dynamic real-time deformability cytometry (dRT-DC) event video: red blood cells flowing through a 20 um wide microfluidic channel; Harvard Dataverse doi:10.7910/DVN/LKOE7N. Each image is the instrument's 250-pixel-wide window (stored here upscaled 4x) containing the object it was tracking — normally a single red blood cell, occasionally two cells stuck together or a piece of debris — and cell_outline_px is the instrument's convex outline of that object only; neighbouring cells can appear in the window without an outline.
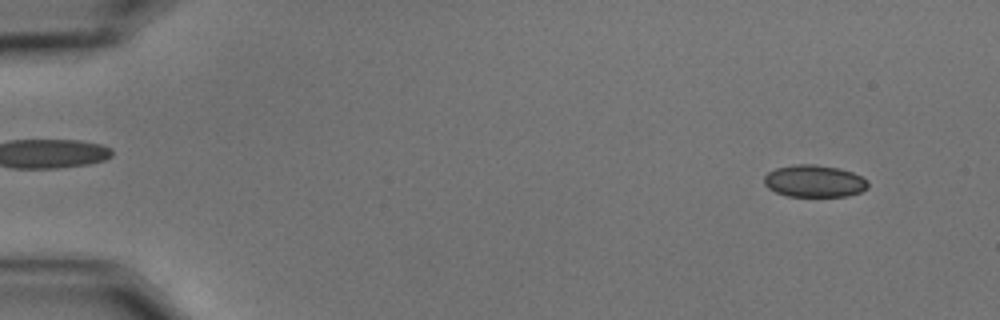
{"species": "common noctule bat (a hibernating species)", "species_latin": "Nyctalus noctula", "temperature_condition": "cold", "stored_images_in_passage": 55, "camera_frame_rate_fps": 3000, "um_per_image_px": 0.085, "animal": {"sex": "male", "body_mass_g": 15.6}, "frame": {"image": 1, "passage_image": 2, "time_ms": 0.333, "image_size_px": [1000, 320], "cell_outline_px": [[868, 188], [860, 192], [848, 196], [788, 196], [776, 192], [768, 188], [764, 184], [764, 176], [768, 172], [776, 168], [796, 164], [812, 164], [840, 168], [852, 172], [868, 180]], "centroid_in_image_um": [69.22, 15.39], "position_along_channel_um": 15.8, "area_um2": 19.48}}
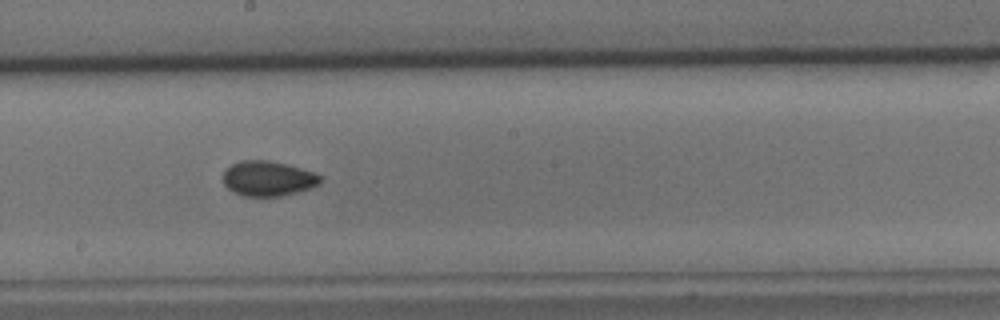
{"frame": {"image": 2, "passage_image": 30, "time_ms": 9.667, "image_size_px": [1000, 320], "cell_outline_px": [[324, 180], [320, 184], [296, 192], [280, 196], [244, 196], [232, 192], [224, 184], [224, 168], [240, 160], [268, 160], [300, 168], [312, 172], [320, 176]], "centroid_in_image_um": [22.75, 15.17], "position_along_channel_um": 225.5, "area_um2": 19.77}}
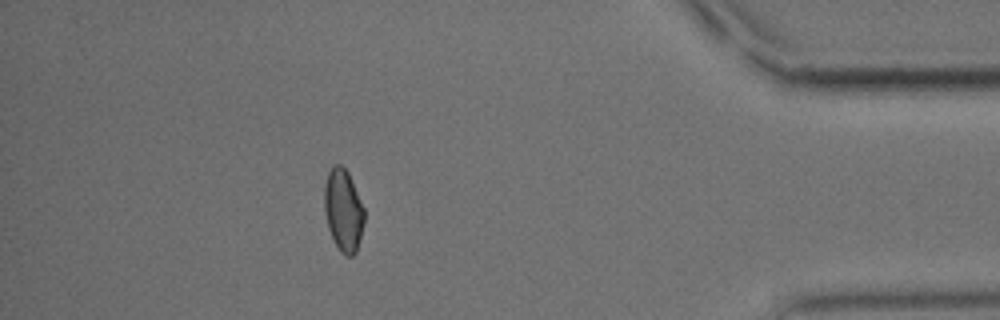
{"frame": {"image": 3, "passage_image": 49, "time_ms": 16.0, "image_size_px": [1000, 320], "cell_outline_px": [[364, 224], [356, 252], [352, 256], [348, 256], [340, 252], [328, 228], [324, 212], [324, 184], [328, 172], [332, 164], [340, 164], [348, 172], [364, 208]], "centroid_in_image_um": [29.17, 17.85], "position_along_channel_um": 406.0, "area_um2": 19.19}, "authors_computed_cell_mechanics": {"area_um2": 19.5942, "velocity_mm_per_s": 3.4842, "shape_relaxation_time_tau1_ms": 4.8676, "shape_relaxation_time_tau2_ms": 3.6946, "deformation_change_tau1": 0.0739, "deformation_change_tau2": 0.0586}}